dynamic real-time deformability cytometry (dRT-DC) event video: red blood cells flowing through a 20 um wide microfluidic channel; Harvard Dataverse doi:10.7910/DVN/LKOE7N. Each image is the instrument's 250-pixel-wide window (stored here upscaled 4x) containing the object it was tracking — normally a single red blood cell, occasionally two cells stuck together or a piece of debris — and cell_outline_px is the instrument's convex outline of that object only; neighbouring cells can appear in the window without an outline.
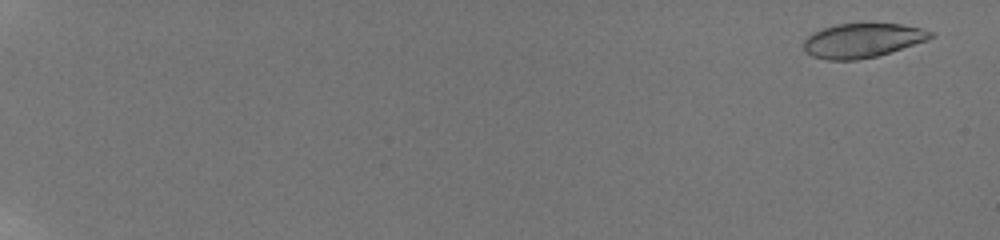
{"species": "human", "species_latin": "Homo sapiens", "temperature_condition": "room temperature", "stored_images_in_passage": 30, "camera_frame_rate_fps": 3000, "um_per_image_px": 0.085, "donor": {"sex": "male"}, "frame": {"image": 1, "passage_image": 4, "time_ms": 0.667, "image_size_px": [1000, 240], "cell_outline_px": [[932, 36], [928, 40], [876, 56], [856, 60], [828, 60], [812, 56], [804, 52], [804, 40], [812, 32], [836, 24], [864, 20], [872, 20], [904, 24], [920, 28], [932, 32]], "centroid_in_image_um": [73.29, 3.38], "position_along_channel_um": 11.7, "area_um2": 26.24}}
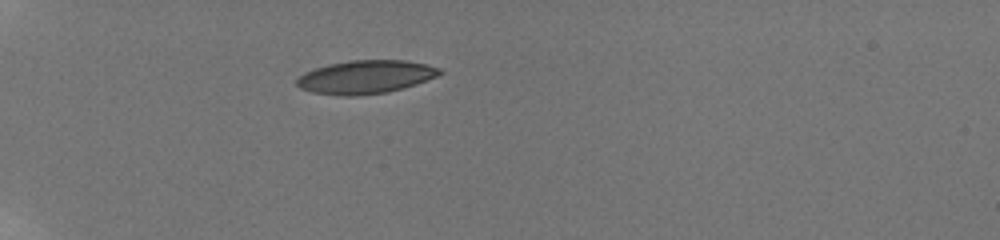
{"frame": {"image": 2, "passage_image": 14, "time_ms": 7.0, "image_size_px": [1000, 240], "cell_outline_px": [[444, 72], [436, 76], [416, 84], [388, 92], [356, 96], [340, 96], [312, 92], [300, 88], [296, 84], [296, 80], [304, 72], [328, 64], [352, 60], [404, 60], [428, 64], [440, 68]], "centroid_in_image_um": [31.08, 6.54], "position_along_channel_um": 53.9, "area_um2": 27.8}}
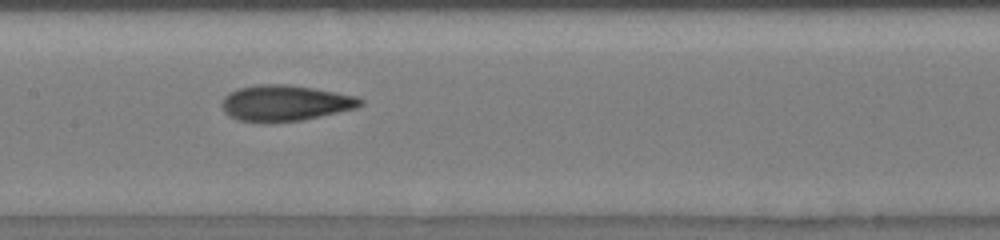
{"frame": {"image": 3, "passage_image": 29, "time_ms": 11.333, "image_size_px": [1000, 240], "cell_outline_px": [[364, 104], [356, 108], [320, 116], [300, 120], [236, 120], [224, 112], [220, 104], [224, 96], [228, 92], [240, 88], [256, 84], [284, 84], [312, 88], [336, 92], [356, 96], [364, 100]], "centroid_in_image_um": [24.23, 8.72], "position_along_channel_um": 183.2, "area_um2": 28.38}}